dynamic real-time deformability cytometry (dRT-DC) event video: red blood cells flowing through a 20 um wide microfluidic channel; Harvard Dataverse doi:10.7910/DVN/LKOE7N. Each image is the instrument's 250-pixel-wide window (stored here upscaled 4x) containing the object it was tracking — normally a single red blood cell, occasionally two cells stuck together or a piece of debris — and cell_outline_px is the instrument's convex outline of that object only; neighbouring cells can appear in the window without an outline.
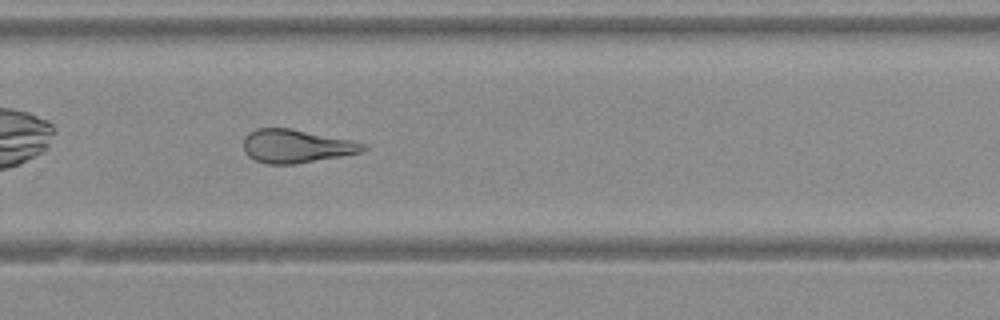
{"species": "Egyptian fruit bat (a non-hibernating species)", "species_latin": "Rousettus aegyptiacus", "temperature_condition": "warm", "stored_images_in_passage": 29, "camera_frame_rate_fps": 3000, "um_per_image_px": 0.085, "animal": {"sex": "female"}, "frame": {"image": 1, "passage_image": 17, "time_ms": 5.333, "image_size_px": [1000, 320], "cell_outline_px": [[368, 148], [360, 152], [340, 156], [296, 164], [268, 164], [256, 160], [248, 156], [244, 152], [244, 136], [248, 132], [256, 128], [288, 128], [368, 144]], "centroid_in_image_um": [25.13, 12.43], "position_along_channel_um": 304.7, "area_um2": 23.0}}